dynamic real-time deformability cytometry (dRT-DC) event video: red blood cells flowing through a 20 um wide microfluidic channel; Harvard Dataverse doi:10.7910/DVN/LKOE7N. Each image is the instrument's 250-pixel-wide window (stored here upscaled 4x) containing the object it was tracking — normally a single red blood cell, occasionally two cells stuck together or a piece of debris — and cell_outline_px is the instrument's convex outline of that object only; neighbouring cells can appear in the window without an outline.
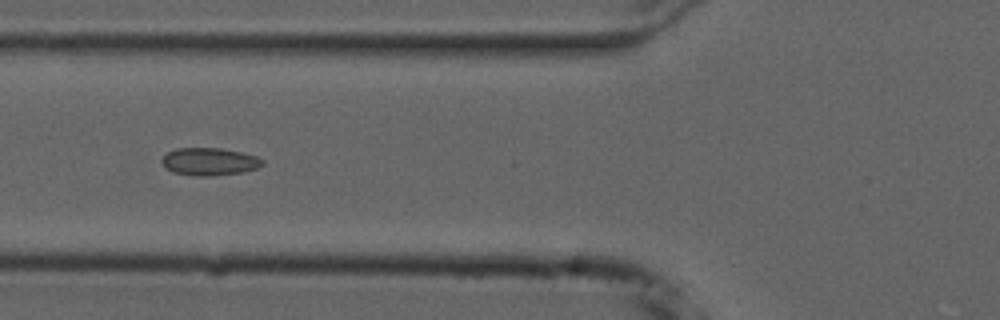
{"species": "common noctule bat (a hibernating species)", "species_latin": "Nyctalus noctula", "temperature_condition": "cold", "stored_images_in_passage": 40, "camera_frame_rate_fps": 3000, "um_per_image_px": 0.085, "animal": {"sex": "male", "forearm_length_mm": 52.5}, "frame": {"image": 1, "passage_image": 6, "time_ms": 1.667, "image_size_px": [1000, 320], "cell_outline_px": [[264, 164], [256, 168], [244, 172], [208, 176], [192, 176], [172, 172], [160, 160], [168, 152], [176, 148], [220, 148], [240, 152], [256, 156], [264, 160]], "centroid_in_image_um": [17.81, 13.74], "position_along_channel_um": 108.0, "area_um2": 16.13}}
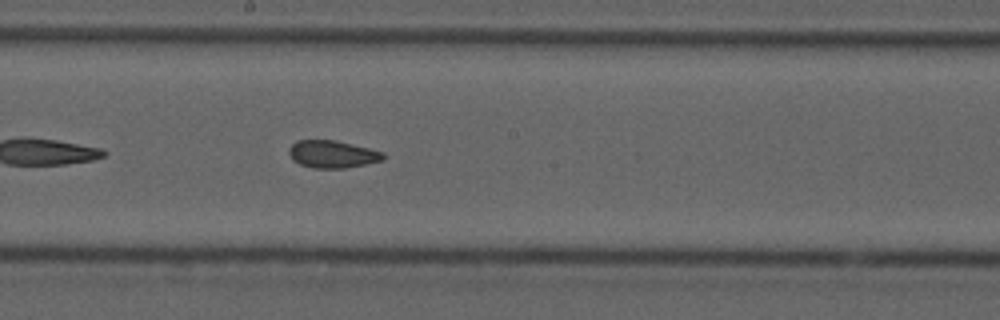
{"frame": {"image": 2, "passage_image": 15, "time_ms": 4.667, "image_size_px": [1000, 320], "cell_outline_px": [[388, 156], [384, 160], [344, 168], [312, 168], [300, 164], [292, 160], [288, 152], [288, 148], [296, 140], [336, 140], [384, 152]], "centroid_in_image_um": [28.25, 13.1], "position_along_channel_um": 219.9, "area_um2": 15.2}}
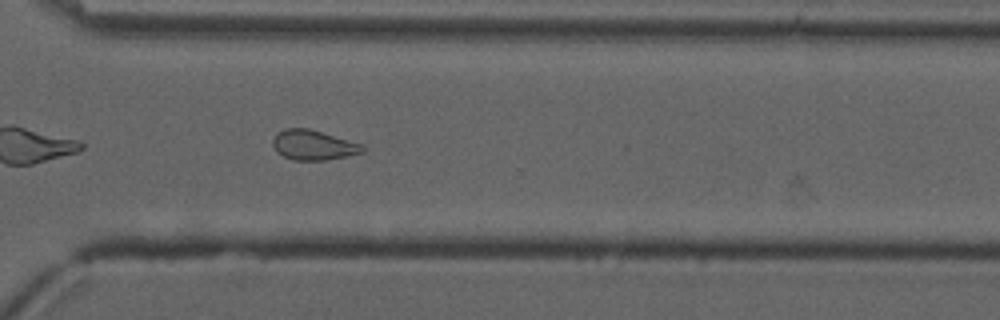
{"frame": {"image": 3, "passage_image": 25, "time_ms": 8.0, "image_size_px": [1000, 320], "cell_outline_px": [[368, 148], [364, 152], [324, 160], [292, 160], [276, 152], [272, 144], [272, 140], [284, 128], [308, 128], [364, 144]], "centroid_in_image_um": [26.67, 12.33], "position_along_channel_um": 343.9, "area_um2": 15.66}, "authors_computed_cell_mechanics": {"area_um2": 16.0395, "velocity_mm_per_s": 3.7256, "shape_relaxation_time_tau1_ms": null, "shape_relaxation_time_tau2_ms": 1.8667, "deformation_change_tau1": null, "deformation_change_tau2": 0.0699}}